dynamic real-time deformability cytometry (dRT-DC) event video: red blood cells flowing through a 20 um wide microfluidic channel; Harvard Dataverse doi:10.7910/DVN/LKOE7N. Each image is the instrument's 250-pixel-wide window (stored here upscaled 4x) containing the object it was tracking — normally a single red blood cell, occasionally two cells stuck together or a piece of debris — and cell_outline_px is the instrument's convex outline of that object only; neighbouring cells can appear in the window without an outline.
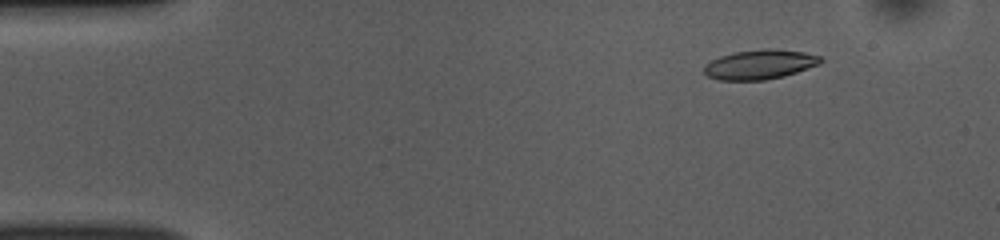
{"species": "common noctule bat (a hibernating species)", "species_latin": "Nyctalus noctula", "temperature_condition": "room temperature", "stored_images_in_passage": 51, "camera_frame_rate_fps": 3000, "um_per_image_px": 0.085, "animal": {"sex": "female", "body_mass_g": 10.0, "forearm_length_mm": 53.1}, "frame": {"image": 1, "passage_image": 6, "time_ms": 1.667, "image_size_px": [1000, 240], "cell_outline_px": [[824, 60], [820, 64], [784, 76], [764, 80], [716, 80], [708, 76], [704, 72], [704, 64], [720, 56], [732, 52], [760, 48], [776, 48], [804, 52], [820, 56]], "centroid_in_image_um": [64.58, 5.46], "position_along_channel_um": 20.4, "area_um2": 20.35}}
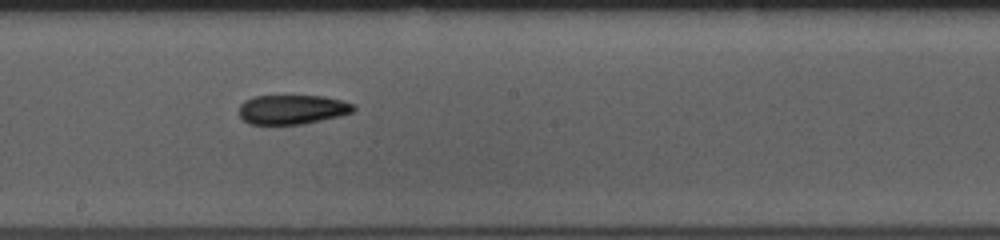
{"frame": {"image": 2, "passage_image": 28, "time_ms": 9.0, "image_size_px": [1000, 240], "cell_outline_px": [[356, 108], [352, 112], [340, 116], [304, 124], [248, 124], [240, 116], [240, 104], [244, 100], [256, 96], [324, 96], [356, 104]], "centroid_in_image_um": [24.86, 9.31], "position_along_channel_um": 223.3, "area_um2": 19.65}}
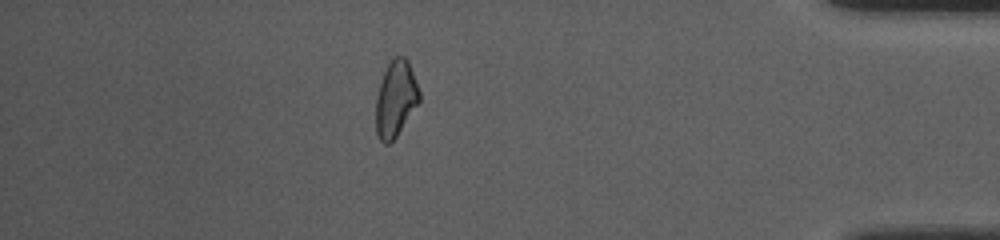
{"frame": {"image": 3, "passage_image": 45, "time_ms": 14.667, "image_size_px": [1000, 240], "cell_outline_px": [[420, 100], [396, 136], [388, 144], [384, 144], [380, 140], [376, 132], [376, 96], [384, 72], [392, 56], [404, 56], [408, 60], [420, 92]], "centroid_in_image_um": [33.62, 8.37], "position_along_channel_um": 401.6, "area_um2": 19.07}, "authors_computed_cell_mechanics": {"area_um2": 19.8832, "velocity_mm_per_s": 3.8573, "shape_relaxation_time_tau1_ms": 7.3926, "shape_relaxation_time_tau2_ms": 7.1095, "deformation_change_tau1": 0.1469, "deformation_change_tau2": 0.1476}}